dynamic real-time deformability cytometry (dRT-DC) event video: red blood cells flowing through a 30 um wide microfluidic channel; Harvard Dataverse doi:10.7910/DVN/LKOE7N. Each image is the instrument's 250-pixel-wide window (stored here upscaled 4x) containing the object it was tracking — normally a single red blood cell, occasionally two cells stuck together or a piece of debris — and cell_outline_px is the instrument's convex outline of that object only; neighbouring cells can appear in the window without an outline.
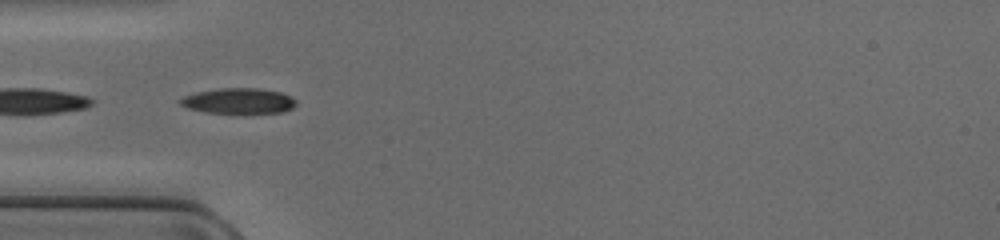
{"species": "common noctule bat (a hibernating species)", "species_latin": "Nyctalus noctula", "temperature_condition": "cold", "stored_images_in_passage": 36, "camera_frame_rate_fps": 3000, "um_per_image_px": 0.085, "animal": {"sex": "female", "body_mass_g": 17.0, "forearm_length_mm": 48.0}, "frame": {"image": 1, "passage_image": 3, "time_ms": 0.667, "image_size_px": [1000, 240], "cell_outline_px": [[296, 104], [292, 108], [280, 112], [204, 112], [188, 108], [180, 104], [176, 100], [184, 96], [196, 92], [220, 88], [256, 88], [280, 92], [292, 96], [296, 100]], "centroid_in_image_um": [20.25, 8.56], "position_along_channel_um": 64.7, "area_um2": 16.99}}
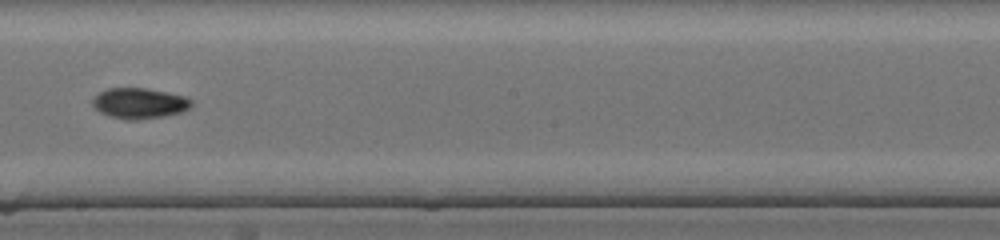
{"frame": {"image": 2, "passage_image": 15, "time_ms": 4.667, "image_size_px": [1000, 240], "cell_outline_px": [[192, 104], [188, 108], [180, 112], [164, 116], [136, 120], [128, 120], [108, 116], [100, 112], [92, 104], [92, 100], [100, 92], [108, 88], [144, 88], [184, 96], [192, 100]], "centroid_in_image_um": [11.82, 8.78], "position_along_channel_um": 236.4, "area_um2": 17.4}}
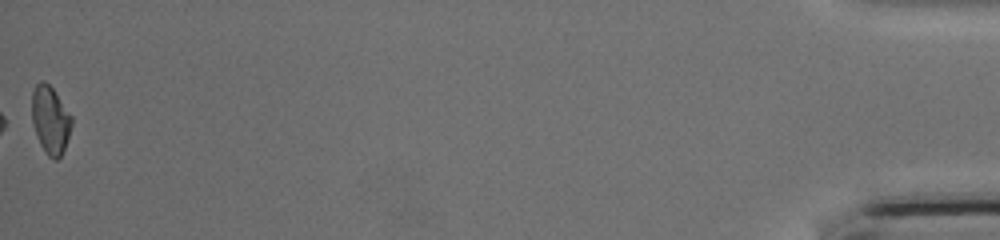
{"frame": {"image": 3, "passage_image": 36, "time_ms": 11.667, "image_size_px": [1000, 240], "cell_outline_px": [[72, 124], [64, 148], [60, 156], [56, 160], [52, 160], [48, 156], [40, 144], [36, 136], [32, 120], [32, 92], [36, 84], [40, 80], [44, 80], [52, 88], [72, 116]], "centroid_in_image_um": [4.26, 10.19], "position_along_channel_um": 430.9, "area_um2": 15.61}}